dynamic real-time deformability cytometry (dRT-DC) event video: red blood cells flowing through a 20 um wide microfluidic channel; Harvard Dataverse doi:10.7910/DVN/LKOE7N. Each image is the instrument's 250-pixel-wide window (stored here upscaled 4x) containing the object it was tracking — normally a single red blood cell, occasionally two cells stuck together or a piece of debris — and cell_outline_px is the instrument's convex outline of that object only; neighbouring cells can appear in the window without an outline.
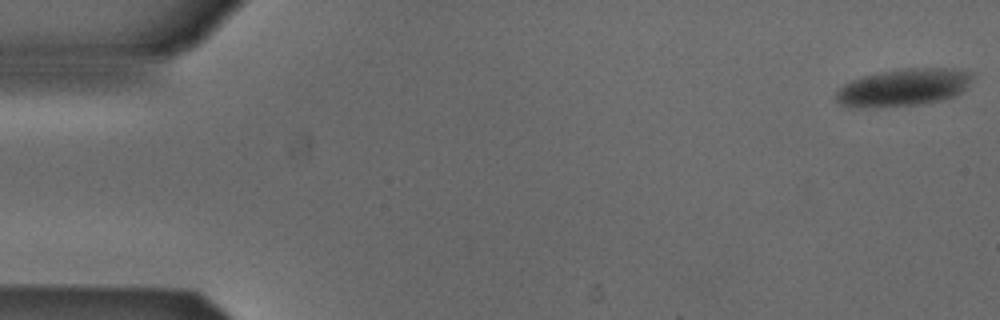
{"species": "Egyptian fruit bat (a non-hibernating species)", "species_latin": "Rousettus aegyptiacus", "temperature_condition": "cold", "stored_images_in_passage": 54, "camera_frame_rate_fps": 3000, "um_per_image_px": 0.085, "animal": {"sex": "male"}, "frame": {"image": 1, "passage_image": 1, "time_ms": 0.0, "image_size_px": [1000, 320], "cell_outline_px": [[972, 76], [964, 88], [960, 92], [952, 96], [940, 100], [916, 104], [872, 108], [848, 108], [840, 104], [836, 100], [836, 92], [844, 84], [852, 80], [864, 76], [900, 68], [944, 68], [968, 72]], "centroid_in_image_um": [76.68, 7.45], "position_along_channel_um": 8.3, "area_um2": 29.25}}
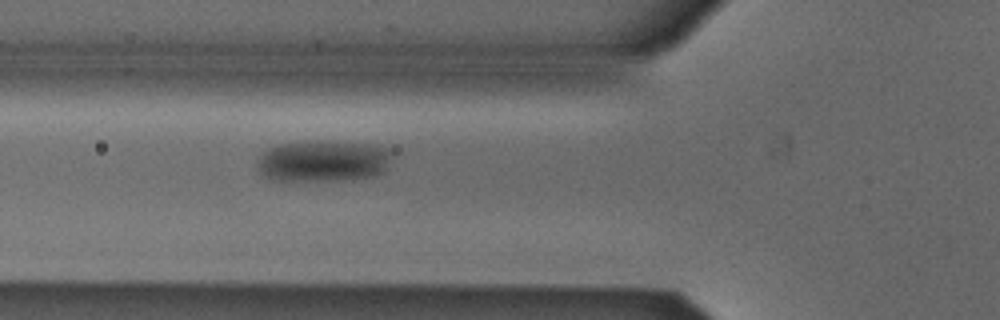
{"frame": {"image": 2, "passage_image": 19, "time_ms": 6.0, "image_size_px": [1000, 320], "cell_outline_px": [[396, 152], [388, 168], [384, 172], [376, 176], [352, 180], [276, 180], [264, 176], [260, 172], [256, 164], [256, 160], [268, 148], [276, 144], [304, 140], [328, 140], [376, 144], [396, 148]], "centroid_in_image_um": [27.6, 13.64], "position_along_channel_um": 98.2, "area_um2": 34.1}}
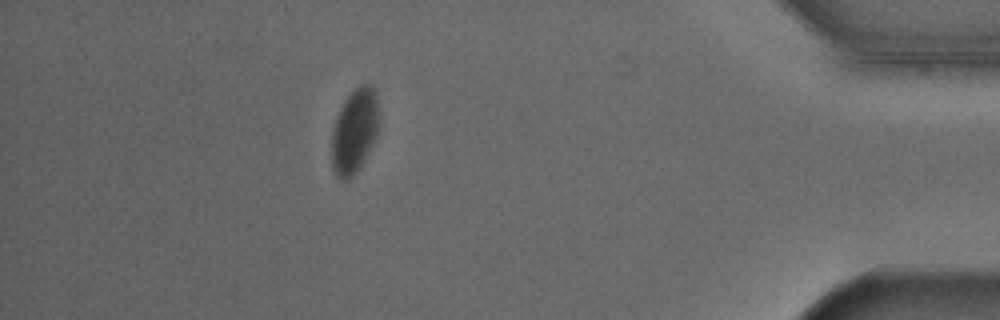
{"frame": {"image": 3, "passage_image": 47, "time_ms": 15.333, "image_size_px": [1000, 320], "cell_outline_px": [[380, 128], [360, 168], [348, 180], [340, 180], [336, 176], [332, 168], [332, 128], [336, 116], [344, 100], [360, 84], [368, 84], [376, 92], [380, 112]], "centroid_in_image_um": [30.15, 11.14], "position_along_channel_um": 405.0, "area_um2": 23.7}, "authors_computed_cell_mechanics": {"area_um2": 29.9404, "velocity_mm_per_s": 3.8302, "shape_relaxation_time_tau1_ms": 3.2824, "shape_relaxation_time_tau2_ms": null, "deformation_change_tau1": 0.0699, "deformation_change_tau2": null}}